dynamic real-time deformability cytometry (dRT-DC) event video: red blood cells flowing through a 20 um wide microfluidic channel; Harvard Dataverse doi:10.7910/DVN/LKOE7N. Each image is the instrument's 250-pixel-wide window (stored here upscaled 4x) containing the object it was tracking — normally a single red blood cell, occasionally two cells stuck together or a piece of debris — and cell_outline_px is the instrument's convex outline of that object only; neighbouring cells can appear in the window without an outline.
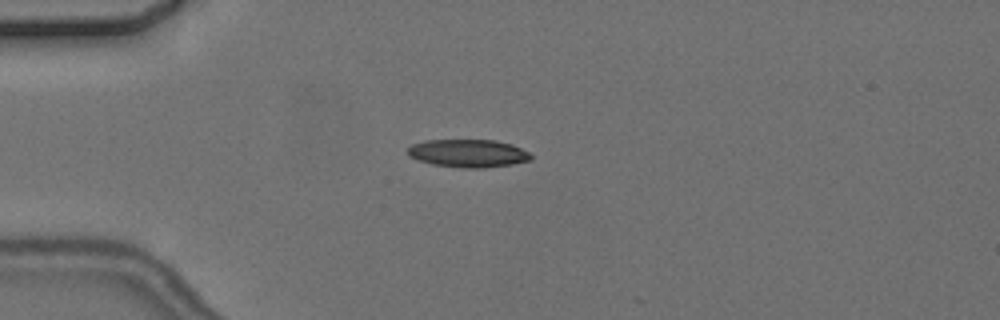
{"species": "common noctule bat (a hibernating species)", "species_latin": "Nyctalus noctula", "temperature_condition": "cold", "stored_images_in_passage": 7, "camera_frame_rate_fps": 3000, "um_per_image_px": 0.085, "animal": {"sex": "female", "body_mass_g": 24.6, "forearm_length_mm": 56.2}, "frame": {"image": 1, "passage_image": 1, "time_ms": 0.0, "image_size_px": [1000, 320], "cell_outline_px": [[532, 160], [512, 164], [484, 168], [464, 168], [432, 164], [408, 156], [408, 148], [412, 144], [424, 140], [496, 140], [512, 144], [528, 152], [532, 156]], "centroid_in_image_um": [39.8, 13.03], "position_along_channel_um": 45.2, "area_um2": 20.06}}
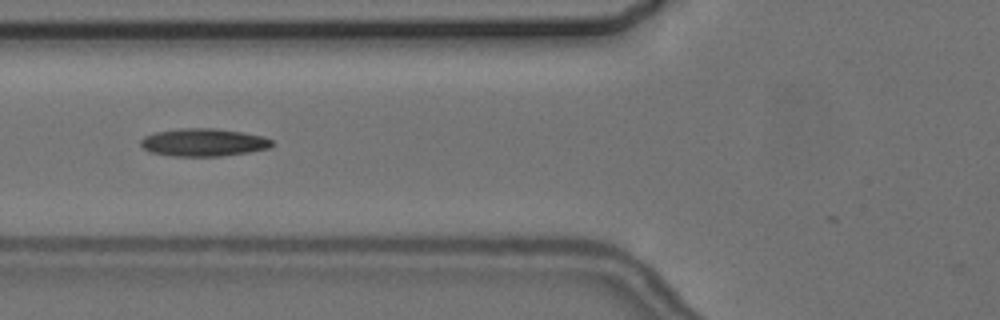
{"frame": {"image": 2, "passage_image": 3, "time_ms": 2.333, "image_size_px": [1000, 320], "cell_outline_px": [[276, 144], [268, 148], [248, 152], [220, 156], [172, 156], [148, 152], [140, 144], [140, 140], [144, 136], [156, 132], [180, 128], [212, 128], [240, 132], [264, 136], [272, 140]], "centroid_in_image_um": [17.28, 12.1], "position_along_channel_um": 108.5, "area_um2": 21.27}}
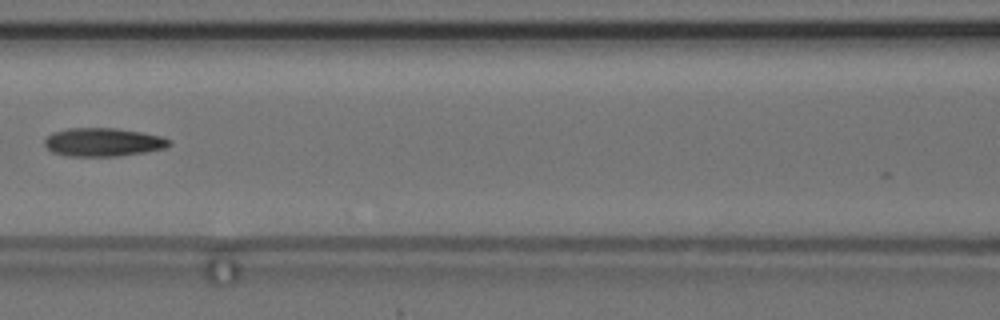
{"frame": {"image": 3, "passage_image": 4, "time_ms": 3.667, "image_size_px": [1000, 320], "cell_outline_px": [[172, 144], [164, 148], [144, 152], [120, 156], [64, 156], [52, 152], [44, 144], [44, 140], [52, 132], [68, 128], [116, 128], [140, 132], [160, 136], [172, 140]], "centroid_in_image_um": [8.75, 12.08], "position_along_channel_um": 157.9, "area_um2": 20.69}}